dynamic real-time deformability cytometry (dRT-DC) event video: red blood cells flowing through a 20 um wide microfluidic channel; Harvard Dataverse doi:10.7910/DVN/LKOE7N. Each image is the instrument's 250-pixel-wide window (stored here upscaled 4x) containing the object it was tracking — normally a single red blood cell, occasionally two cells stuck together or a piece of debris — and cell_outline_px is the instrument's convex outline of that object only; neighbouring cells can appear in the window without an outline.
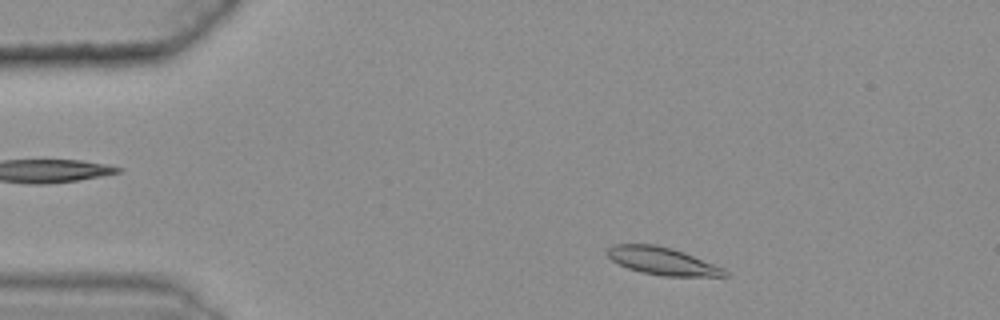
{"species": "common noctule bat (a hibernating species)", "species_latin": "Nyctalus noctula", "temperature_condition": "warm", "stored_images_in_passage": 15, "camera_frame_rate_fps": 3000, "um_per_image_px": 0.085, "animal": {"sex": "female", "body_mass_g": 25.1}, "frame": {"image": 1, "passage_image": 5, "time_ms": 1.333, "image_size_px": [1000, 320], "cell_outline_px": [[728, 276], [664, 276], [644, 272], [628, 268], [612, 260], [604, 252], [612, 244], [656, 244], [672, 248], [684, 252], [724, 268], [728, 272]], "centroid_in_image_um": [56.29, 22.17], "position_along_channel_um": 28.7, "area_um2": 18.79}}
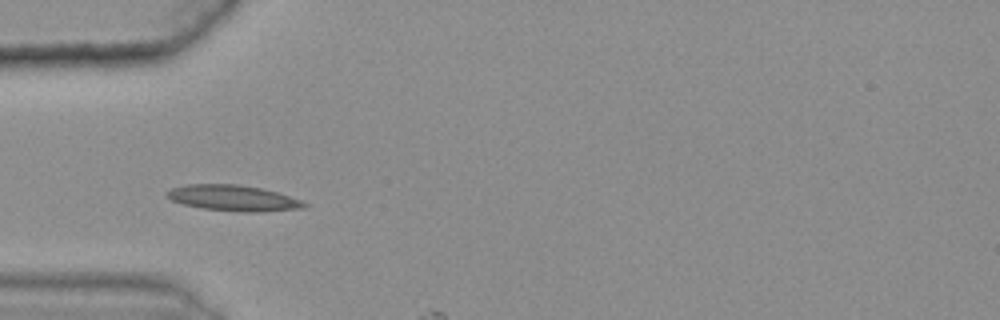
{"frame": {"image": 2, "passage_image": 13, "time_ms": 4.0, "image_size_px": [1000, 320], "cell_outline_px": [[308, 208], [260, 212], [240, 212], [204, 208], [184, 204], [172, 200], [164, 196], [164, 192], [172, 188], [188, 184], [236, 184], [260, 188], [276, 192], [300, 200], [308, 204]], "centroid_in_image_um": [19.82, 16.84], "position_along_channel_um": 65.2, "area_um2": 20.63}}